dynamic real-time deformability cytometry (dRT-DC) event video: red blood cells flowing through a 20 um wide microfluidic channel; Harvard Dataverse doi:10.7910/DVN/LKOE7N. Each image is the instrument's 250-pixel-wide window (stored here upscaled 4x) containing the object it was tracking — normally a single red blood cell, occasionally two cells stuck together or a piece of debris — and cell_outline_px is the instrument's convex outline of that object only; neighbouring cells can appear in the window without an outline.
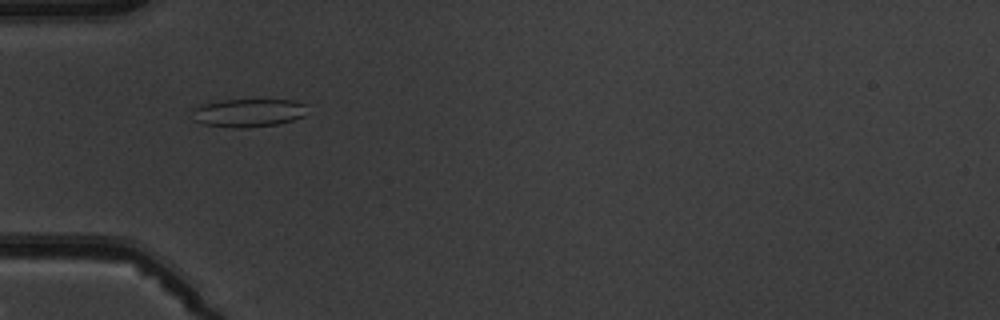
{"species": "common noctule bat (a hibernating species)", "species_latin": "Nyctalus noctula", "temperature_condition": "warm", "stored_images_in_passage": 7, "camera_frame_rate_fps": 3000, "um_per_image_px": 0.085, "animal": {"sex": "male", "body_mass_g": 19.5, "forearm_length_mm": 54.6}, "frame": {"image": 1, "passage_image": 5, "time_ms": 5.667, "image_size_px": [1000, 320], "cell_outline_px": [[308, 104], [304, 116], [292, 120], [276, 124], [248, 128], [232, 128], [204, 124], [196, 120], [192, 108], [204, 104], [220, 100], [292, 100]], "centroid_in_image_um": [21.15, 9.59], "position_along_channel_um": 63.9, "area_um2": 18.84}}
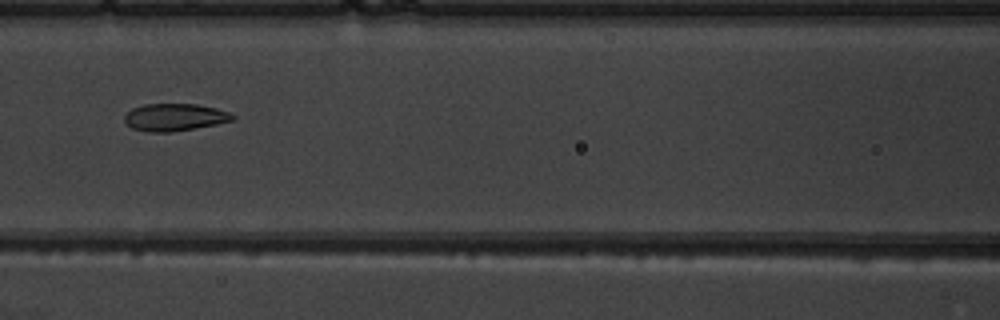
{"frame": {"image": 2, "passage_image": 7, "time_ms": 8.0, "image_size_px": [1000, 320], "cell_outline_px": [[236, 116], [232, 120], [216, 124], [172, 132], [148, 132], [132, 128], [124, 120], [124, 116], [132, 108], [144, 104], [196, 104], [216, 108], [228, 112]], "centroid_in_image_um": [14.83, 9.96], "position_along_channel_um": 151.8, "area_um2": 17.11}}